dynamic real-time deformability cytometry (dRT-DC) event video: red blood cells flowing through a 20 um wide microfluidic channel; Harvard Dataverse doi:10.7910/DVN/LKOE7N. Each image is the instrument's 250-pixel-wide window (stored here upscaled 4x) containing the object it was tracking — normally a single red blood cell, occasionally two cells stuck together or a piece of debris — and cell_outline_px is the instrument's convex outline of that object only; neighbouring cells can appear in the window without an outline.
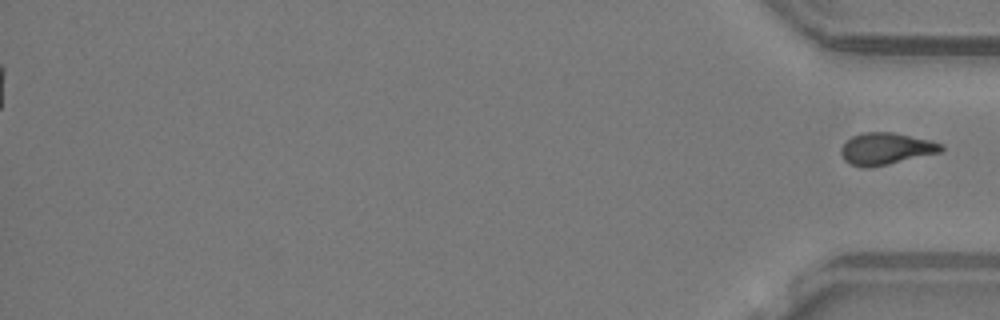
{"species": "common noctule bat (a hibernating species)", "species_latin": "Nyctalus noctula", "temperature_condition": "warm", "stored_images_in_passage": 45, "segment_of_instrument_passage": [2, 2], "camera_frame_rate_fps": 3000, "um_per_image_px": 0.085, "animal": {"sex": "male", "body_mass_g": 19.2, "forearm_length_mm": 51.8}, "frame": {"image": 1, "passage_image": 45, "time_ms": 14.667, "image_size_px": [1000, 320], "cell_outline_px": [[944, 148], [940, 152], [888, 164], [868, 168], [864, 168], [848, 164], [844, 160], [840, 152], [840, 148], [852, 136], [864, 132], [892, 132], [928, 140], [944, 144]], "centroid_in_image_um": [75.27, 12.65], "position_along_channel_um": 359.9, "area_um2": 18.5}}